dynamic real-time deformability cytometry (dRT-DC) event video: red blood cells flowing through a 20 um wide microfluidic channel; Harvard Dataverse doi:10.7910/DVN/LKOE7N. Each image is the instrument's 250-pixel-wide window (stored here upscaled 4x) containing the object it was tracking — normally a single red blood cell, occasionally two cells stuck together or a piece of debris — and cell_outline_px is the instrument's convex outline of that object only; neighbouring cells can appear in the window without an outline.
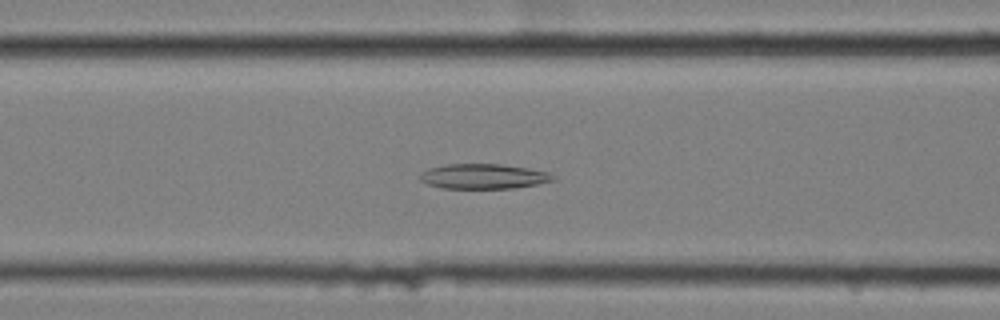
{"species": "common noctule bat (a hibernating species)", "species_latin": "Nyctalus noctula", "temperature_condition": "cold", "stored_images_in_passage": 41, "camera_frame_rate_fps": 3000, "um_per_image_px": 0.085, "animal": {"sex": "female", "body_mass_g": 25.1}, "frame": {"image": 1, "passage_image": 6, "time_ms": 1.667, "image_size_px": [1000, 320], "cell_outline_px": [[556, 180], [536, 184], [512, 188], [440, 188], [428, 184], [420, 180], [420, 172], [428, 168], [448, 164], [500, 164], [548, 172], [556, 176]], "centroid_in_image_um": [41.07, 14.99], "position_along_channel_um": 125.5, "area_um2": 19.25}}
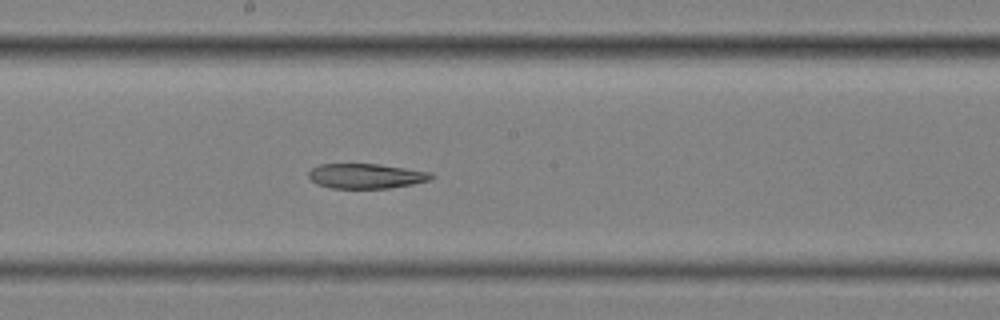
{"frame": {"image": 2, "passage_image": 14, "time_ms": 4.333, "image_size_px": [1000, 320], "cell_outline_px": [[436, 176], [428, 180], [412, 184], [388, 188], [332, 188], [316, 184], [308, 176], [308, 172], [312, 168], [320, 164], [380, 164], [432, 172]], "centroid_in_image_um": [31.12, 14.95], "position_along_channel_um": 217.1, "area_um2": 17.8}}
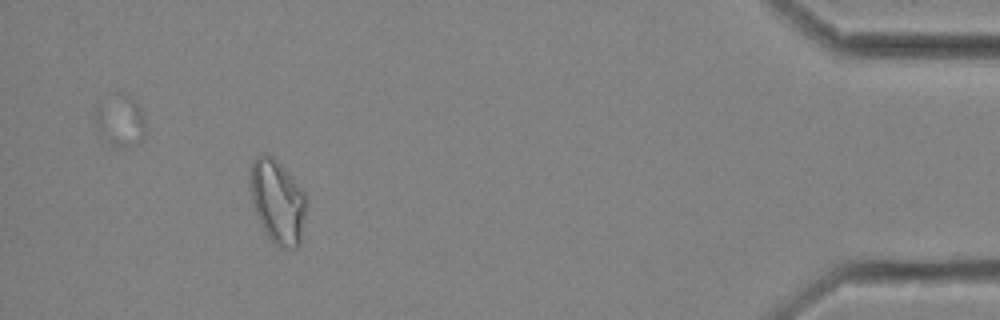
{"frame": {"image": 3, "passage_image": 36, "time_ms": 11.667, "image_size_px": [1000, 320], "cell_outline_px": [[304, 216], [300, 244], [296, 248], [288, 248], [276, 244], [264, 232], [260, 224], [252, 204], [252, 160], [256, 156], [272, 156], [288, 172], [304, 192]], "centroid_in_image_um": [23.59, 17.16], "position_along_channel_um": 411.6, "area_um2": 26.41}}